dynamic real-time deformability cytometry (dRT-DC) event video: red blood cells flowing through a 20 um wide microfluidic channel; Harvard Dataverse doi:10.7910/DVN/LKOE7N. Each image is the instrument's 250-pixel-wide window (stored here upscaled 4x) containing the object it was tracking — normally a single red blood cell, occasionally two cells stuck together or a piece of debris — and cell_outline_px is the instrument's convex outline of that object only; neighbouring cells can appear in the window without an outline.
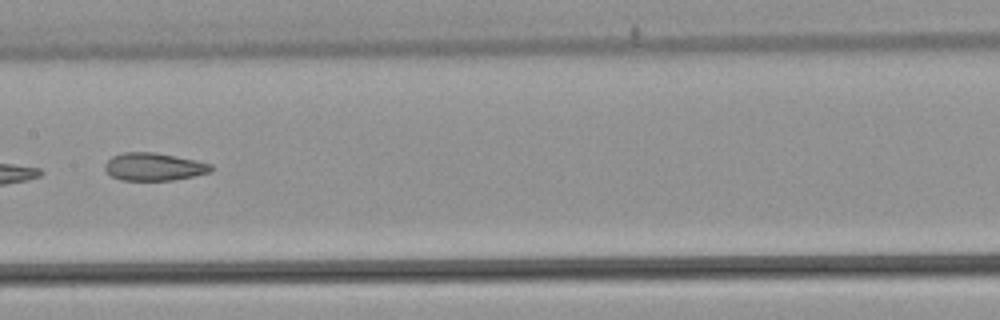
{"species": "common noctule bat (a hibernating species)", "species_latin": "Nyctalus noctula", "temperature_condition": "warm", "stored_images_in_passage": 33, "camera_frame_rate_fps": 3000, "um_per_image_px": 0.085, "animal": {"sex": "male", "body_mass_g": 21.5, "forearm_length_mm": 52.0}, "frame": {"image": 1, "passage_image": 10, "time_ms": 3.0, "image_size_px": [1000, 320], "cell_outline_px": [[212, 172], [172, 180], [120, 180], [112, 176], [104, 168], [104, 164], [112, 156], [124, 152], [152, 152], [176, 156], [196, 160], [212, 164]], "centroid_in_image_um": [13.08, 14.17], "position_along_channel_um": 194.3, "area_um2": 17.11}}
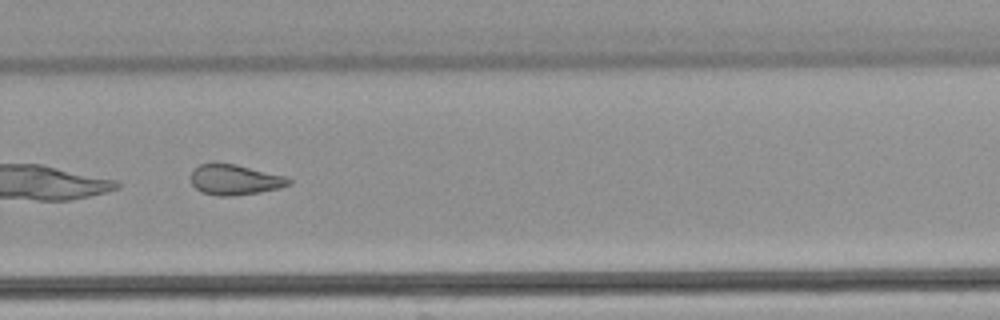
{"frame": {"image": 2, "passage_image": 19, "time_ms": 6.0, "image_size_px": [1000, 320], "cell_outline_px": [[292, 184], [280, 188], [260, 192], [236, 196], [216, 196], [200, 192], [192, 184], [192, 168], [200, 164], [236, 164], [288, 176], [292, 180]], "centroid_in_image_um": [20.01, 15.29], "position_along_channel_um": 309.8, "area_um2": 17.57}}